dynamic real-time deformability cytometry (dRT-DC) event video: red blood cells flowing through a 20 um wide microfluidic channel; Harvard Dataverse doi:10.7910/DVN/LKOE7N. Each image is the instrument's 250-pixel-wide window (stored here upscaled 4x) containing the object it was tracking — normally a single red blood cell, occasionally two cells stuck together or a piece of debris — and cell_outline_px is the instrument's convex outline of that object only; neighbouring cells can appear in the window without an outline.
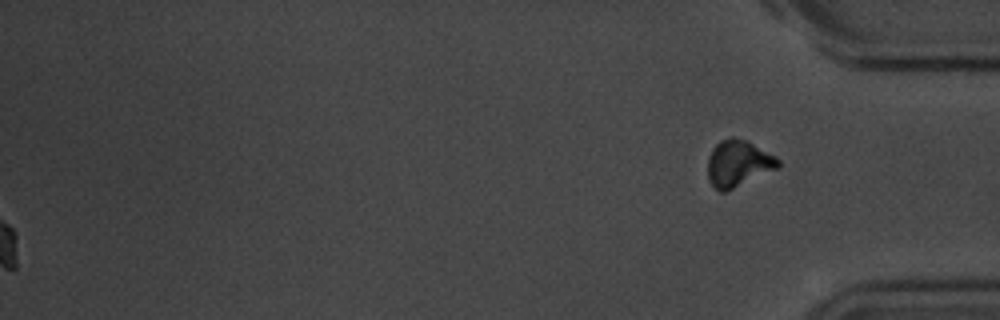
{"species": "common noctule bat (a hibernating species)", "species_latin": "Nyctalus noctula", "temperature_condition": "room temperature", "stored_images_in_passage": 56, "segment_of_instrument_passage": [2, 2], "camera_frame_rate_fps": 3000, "um_per_image_px": 0.085, "animal": {"sex": "male", "body_mass_g": 20.1, "forearm_length_mm": 53.5}, "frame": {"image": 1, "passage_image": 56, "time_ms": 18.333, "image_size_px": [1000, 320], "cell_outline_px": [[780, 168], [724, 192], [720, 192], [708, 180], [708, 156], [712, 148], [720, 140], [732, 136], [744, 140], [776, 156], [780, 160]], "centroid_in_image_um": [62.75, 13.89], "position_along_channel_um": 372.5, "area_um2": 19.07}}